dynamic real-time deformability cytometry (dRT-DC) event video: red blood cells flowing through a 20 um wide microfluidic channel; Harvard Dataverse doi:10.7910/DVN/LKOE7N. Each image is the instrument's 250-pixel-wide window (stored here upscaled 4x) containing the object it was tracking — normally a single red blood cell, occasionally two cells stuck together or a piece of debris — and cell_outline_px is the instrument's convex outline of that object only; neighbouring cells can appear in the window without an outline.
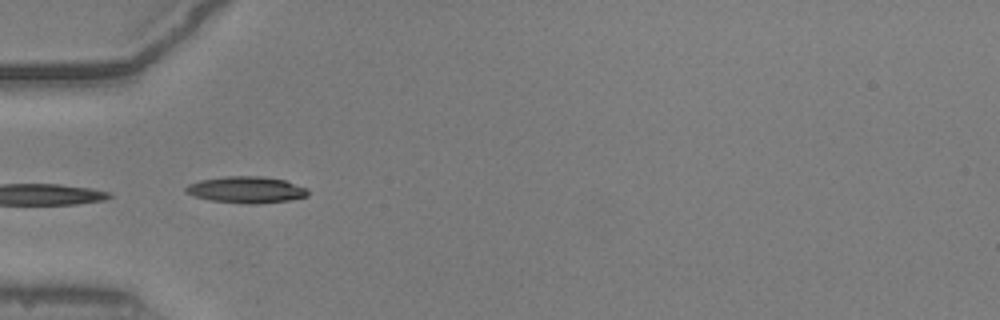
{"species": "common noctule bat (a hibernating species)", "species_latin": "Nyctalus noctula", "temperature_condition": "warm", "stored_images_in_passage": 28, "camera_frame_rate_fps": 3000, "um_per_image_px": 0.085, "animal": {"sex": "male", "body_mass_g": 20.5, "forearm_length_mm": 52.5}, "frame": {"image": 1, "passage_image": 1, "time_ms": 0.0, "image_size_px": [1000, 320], "cell_outline_px": [[308, 196], [288, 200], [256, 204], [248, 204], [208, 200], [184, 192], [184, 188], [188, 184], [200, 180], [224, 176], [260, 176], [284, 180], [308, 188]], "centroid_in_image_um": [20.92, 16.12], "position_along_channel_um": 64.1, "area_um2": 18.9}, "authors_computed_cell_mechanics": {"area_um2": 16.7331, "velocity_mm_per_s": 3.9168, "shape_relaxation_time_tau1_ms": 3.2425, "shape_relaxation_time_tau2_ms": 3.4711, "deformation_change_tau1": 0.1509, "deformation_change_tau2": 0.1332}}